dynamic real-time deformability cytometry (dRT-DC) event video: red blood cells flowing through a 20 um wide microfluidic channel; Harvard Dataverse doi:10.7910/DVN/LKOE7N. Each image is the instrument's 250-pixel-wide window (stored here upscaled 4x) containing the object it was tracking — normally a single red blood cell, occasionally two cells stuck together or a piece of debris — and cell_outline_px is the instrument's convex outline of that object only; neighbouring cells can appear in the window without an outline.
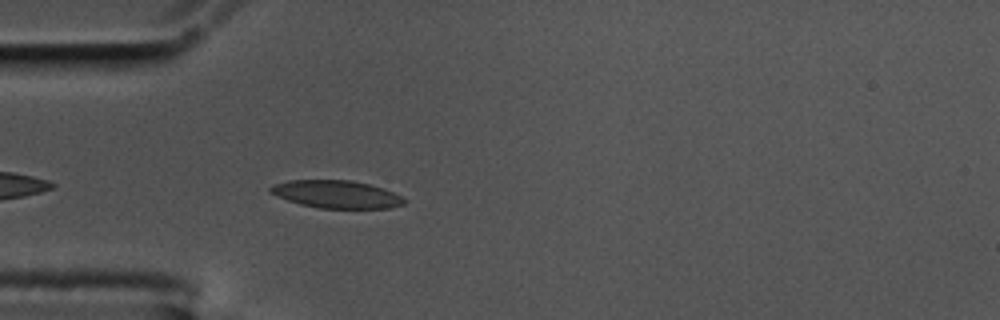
{"species": "common noctule bat (a hibernating species)", "species_latin": "Nyctalus noctula", "temperature_condition": "cold", "stored_images_in_passage": 45, "camera_frame_rate_fps": 3000, "um_per_image_px": 0.085, "animal": {"sex": "male", "body_mass_g": 17.5, "forearm_length_mm": 52.3}, "frame": {"image": 1, "passage_image": 4, "time_ms": 1.0, "image_size_px": [1000, 320], "cell_outline_px": [[404, 204], [388, 208], [320, 208], [300, 204], [276, 196], [268, 192], [268, 188], [272, 184], [288, 180], [352, 180], [384, 188], [400, 196], [404, 200]], "centroid_in_image_um": [28.53, 16.5], "position_along_channel_um": 56.5, "area_um2": 21.56}}
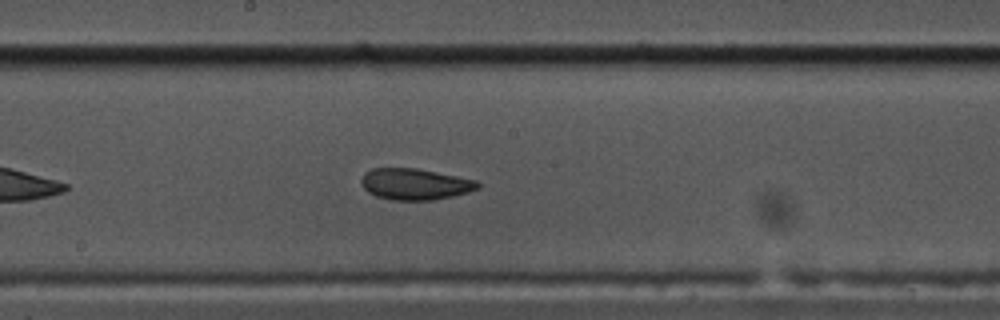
{"frame": {"image": 2, "passage_image": 18, "time_ms": 5.667, "image_size_px": [1000, 320], "cell_outline_px": [[480, 188], [468, 192], [452, 196], [432, 200], [392, 200], [376, 196], [368, 192], [360, 184], [360, 180], [364, 172], [372, 168], [416, 168], [476, 180], [480, 184]], "centroid_in_image_um": [35.24, 15.65], "position_along_channel_um": 213.0, "area_um2": 21.27}}
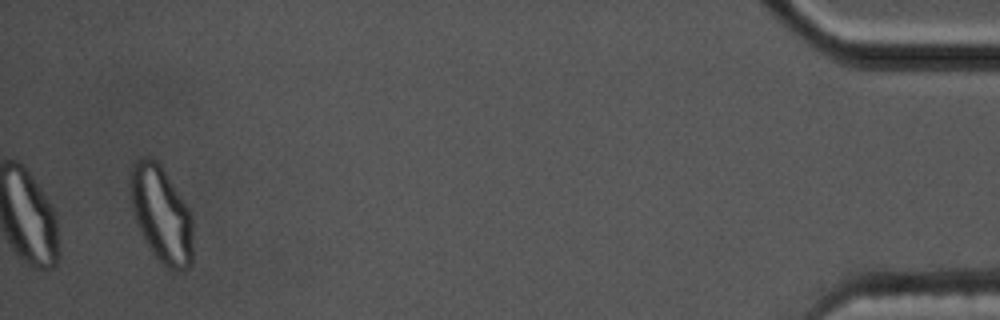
{"frame": {"image": 3, "passage_image": 43, "time_ms": 14.0, "image_size_px": [1000, 320], "cell_outline_px": [[192, 264], [188, 268], [180, 272], [176, 272], [164, 268], [152, 252], [140, 232], [136, 224], [132, 208], [132, 164], [136, 160], [144, 156], [148, 156], [156, 160], [160, 164], [188, 208], [192, 216]], "centroid_in_image_um": [13.74, 18.29], "position_along_channel_um": 421.5, "area_um2": 35.03}, "authors_computed_cell_mechanics": {"area_um2": 21.5594, "velocity_mm_per_s": 3.4635, "shape_relaxation_time_tau1_ms": 7.3256, "shape_relaxation_time_tau2_ms": 2.1314, "deformation_change_tau1": 0.163, "deformation_change_tau2": 0.0795}}